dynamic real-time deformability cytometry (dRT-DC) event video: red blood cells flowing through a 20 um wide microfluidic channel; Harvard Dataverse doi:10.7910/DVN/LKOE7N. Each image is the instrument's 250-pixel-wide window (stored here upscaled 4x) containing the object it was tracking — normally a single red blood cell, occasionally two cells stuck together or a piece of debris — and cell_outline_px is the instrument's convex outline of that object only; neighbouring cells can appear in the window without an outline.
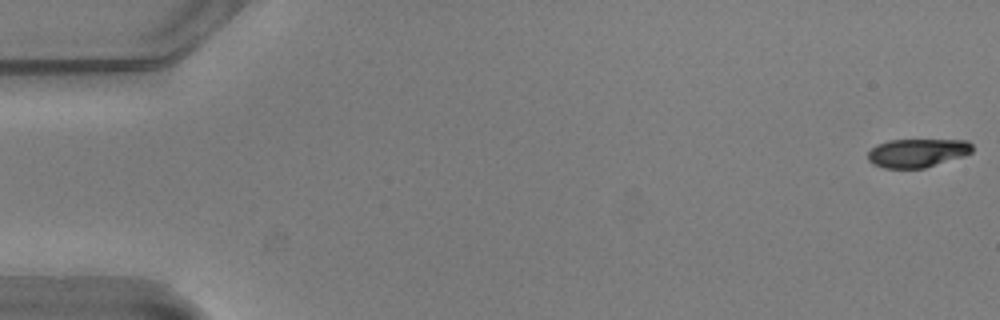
{"species": "common noctule bat (a hibernating species)", "species_latin": "Nyctalus noctula", "temperature_condition": "warm", "stored_images_in_passage": 3, "camera_frame_rate_fps": 3000, "um_per_image_px": 0.085, "animal": {"sex": "male", "body_mass_g": 20.5, "forearm_length_mm": 52.5}, "frame": {"image": 1, "passage_image": 1, "time_ms": 0.0, "image_size_px": [1000, 320], "cell_outline_px": [[972, 152], [964, 156], [924, 168], [884, 168], [872, 164], [868, 160], [868, 152], [876, 144], [888, 140], [968, 140], [972, 144]], "centroid_in_image_um": [77.96, 12.99], "position_along_channel_um": 7.0, "area_um2": 17.46}}